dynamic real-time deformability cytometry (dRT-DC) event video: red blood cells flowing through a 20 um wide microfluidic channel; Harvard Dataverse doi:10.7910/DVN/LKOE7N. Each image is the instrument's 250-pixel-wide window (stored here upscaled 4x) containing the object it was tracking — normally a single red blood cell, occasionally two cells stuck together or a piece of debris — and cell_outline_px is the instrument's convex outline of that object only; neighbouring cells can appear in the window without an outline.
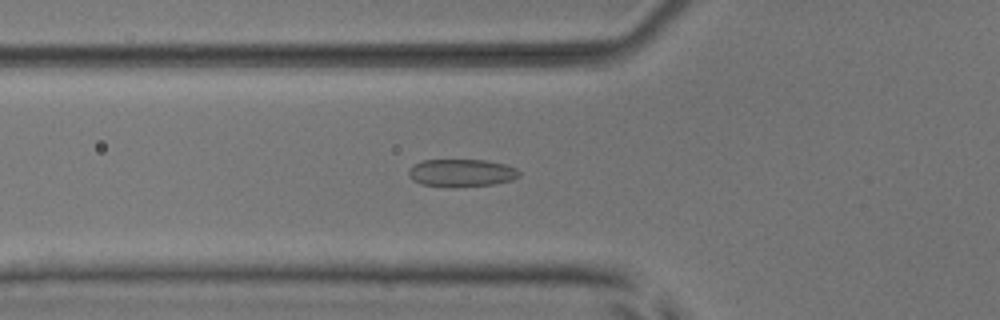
{"species": "common noctule bat (a hibernating species)", "species_latin": "Nyctalus noctula", "temperature_condition": "room temperature", "stored_images_in_passage": 53, "camera_frame_rate_fps": 3000, "um_per_image_px": 0.085, "animal": {"sex": "male", "body_mass_g": 17.9, "forearm_length_mm": 54.2}, "frame": {"image": 1, "passage_image": 19, "time_ms": 6.0, "image_size_px": [1000, 320], "cell_outline_px": [[520, 176], [512, 180], [492, 184], [452, 188], [420, 184], [412, 180], [408, 176], [408, 168], [412, 164], [424, 160], [488, 160], [504, 164], [516, 168], [520, 172]], "centroid_in_image_um": [39.18, 14.7], "position_along_channel_um": 86.6, "area_um2": 18.15}}
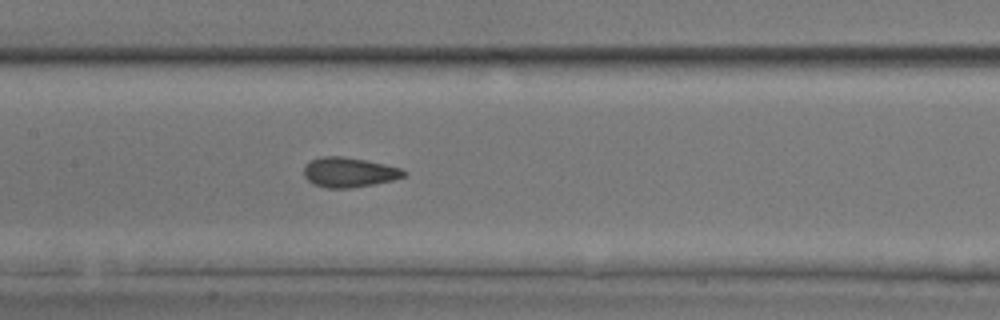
{"frame": {"image": 2, "passage_image": 26, "time_ms": 8.333, "image_size_px": [1000, 320], "cell_outline_px": [[408, 172], [404, 176], [392, 180], [352, 188], [328, 188], [312, 184], [304, 176], [304, 164], [320, 156], [340, 156], [364, 160], [384, 164], [400, 168]], "centroid_in_image_um": [29.63, 14.64], "position_along_channel_um": 177.8, "area_um2": 17.28}}
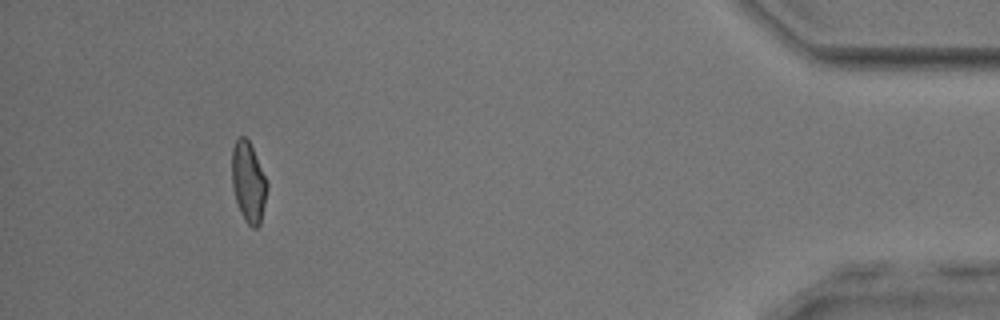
{"frame": {"image": 3, "passage_image": 49, "time_ms": 16.0, "image_size_px": [1000, 320], "cell_outline_px": [[268, 188], [260, 224], [256, 228], [252, 228], [244, 220], [240, 212], [236, 200], [232, 184], [232, 148], [236, 140], [240, 136], [244, 136], [248, 140], [252, 148], [268, 184]], "centroid_in_image_um": [21.11, 15.51], "position_along_channel_um": 414.1, "area_um2": 16.3}, "authors_computed_cell_mechanics": {"area_um2": 17.2822, "velocity_mm_per_s": 3.8933, "shape_relaxation_time_tau1_ms": 3.1616, "shape_relaxation_time_tau2_ms": 1.2217, "deformation_change_tau1": 0.1124, "deformation_change_tau2": 0.0704}}